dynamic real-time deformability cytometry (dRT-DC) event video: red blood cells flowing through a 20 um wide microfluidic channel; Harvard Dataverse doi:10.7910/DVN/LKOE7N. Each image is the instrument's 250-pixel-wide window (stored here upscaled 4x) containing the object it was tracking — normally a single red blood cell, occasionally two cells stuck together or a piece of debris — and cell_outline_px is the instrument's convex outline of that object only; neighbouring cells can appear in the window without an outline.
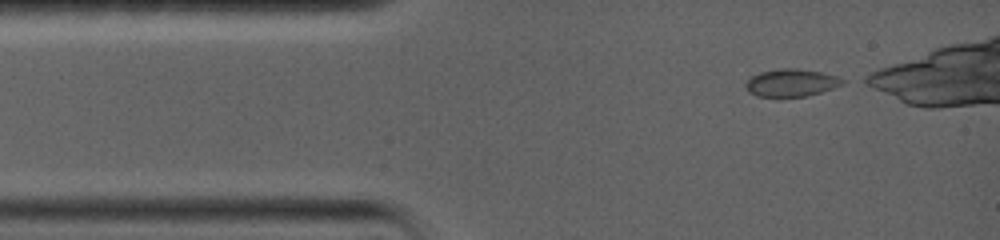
{"species": "common noctule bat (a hibernating species)", "species_latin": "Nyctalus noctula", "temperature_condition": "warm", "stored_images_in_passage": 21, "segment_of_instrument_passage": [1, 2], "camera_frame_rate_fps": 5000, "um_per_image_px": 0.085, "animal": {"sex": "female", "body_mass_g": 19.0, "forearm_length_mm": 56.7}, "frame": {"image": 1, "passage_image": 1, "time_ms": 0.0, "image_size_px": [1000, 240], "cell_outline_px": [[848, 80], [844, 84], [808, 96], [756, 96], [748, 92], [744, 84], [752, 76], [760, 72], [780, 68], [796, 68], [820, 72], [836, 76]], "centroid_in_image_um": [67.26, 7.03], "position_along_channel_um": 17.7, "area_um2": 15.49}}
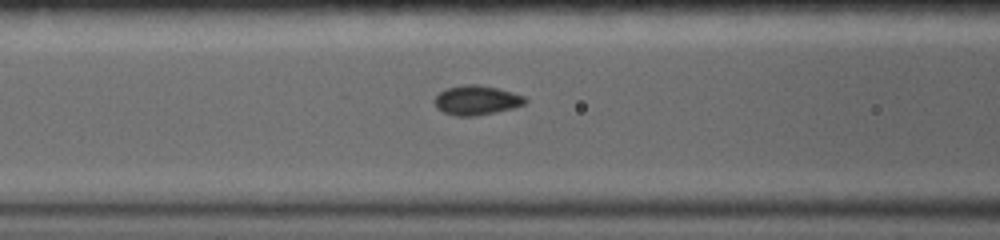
{"frame": {"image": 2, "passage_image": 13, "time_ms": 4.0, "image_size_px": [1000, 240], "cell_outline_px": [[528, 100], [524, 104], [512, 108], [496, 112], [476, 116], [456, 116], [444, 112], [436, 108], [436, 96], [440, 92], [448, 88], [464, 84], [476, 84], [496, 88], [512, 92], [524, 96]], "centroid_in_image_um": [40.52, 8.52], "position_along_channel_um": 126.1, "area_um2": 15.37}}
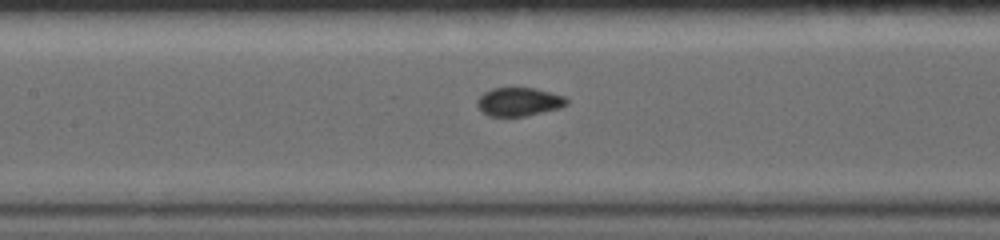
{"frame": {"image": 3, "passage_image": 16, "time_ms": 5.0, "image_size_px": [1000, 240], "cell_outline_px": [[568, 104], [560, 108], [524, 116], [488, 116], [476, 104], [476, 100], [484, 92], [492, 88], [536, 88], [564, 96], [568, 100]], "centroid_in_image_um": [44.11, 8.64], "position_along_channel_um": 163.3, "area_um2": 14.8}}